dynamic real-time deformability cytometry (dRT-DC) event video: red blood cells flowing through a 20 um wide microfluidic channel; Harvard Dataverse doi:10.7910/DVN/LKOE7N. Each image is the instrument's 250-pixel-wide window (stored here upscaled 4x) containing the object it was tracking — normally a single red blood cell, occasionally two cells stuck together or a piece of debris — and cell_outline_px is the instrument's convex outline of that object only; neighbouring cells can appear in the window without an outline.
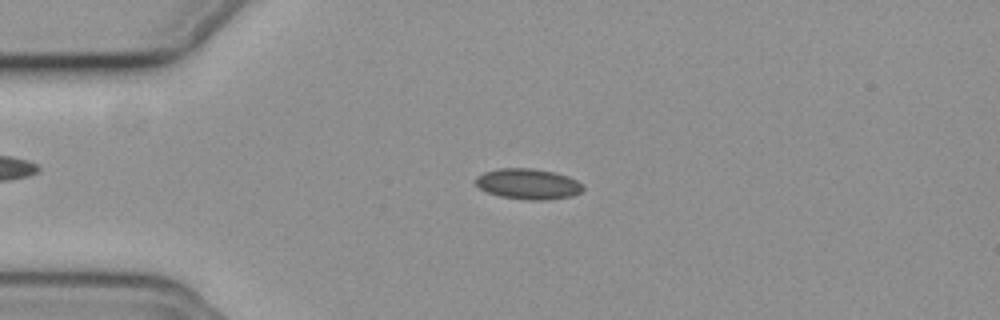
{"species": "common noctule bat (a hibernating species)", "species_latin": "Nyctalus noctula", "temperature_condition": "cold", "stored_images_in_passage": 55, "camera_frame_rate_fps": 3000, "um_per_image_px": 0.085, "animal": {"sex": "female", "body_mass_g": 19.3, "forearm_length_mm": 54.1}, "frame": {"image": 1, "passage_image": 13, "time_ms": 4.0, "image_size_px": [1000, 320], "cell_outline_px": [[584, 188], [580, 192], [572, 196], [548, 200], [528, 200], [500, 196], [488, 192], [480, 188], [476, 184], [476, 176], [484, 172], [500, 168], [532, 168], [552, 172], [568, 176], [584, 184]], "centroid_in_image_um": [44.91, 15.64], "position_along_channel_um": 40.1, "area_um2": 19.13}}
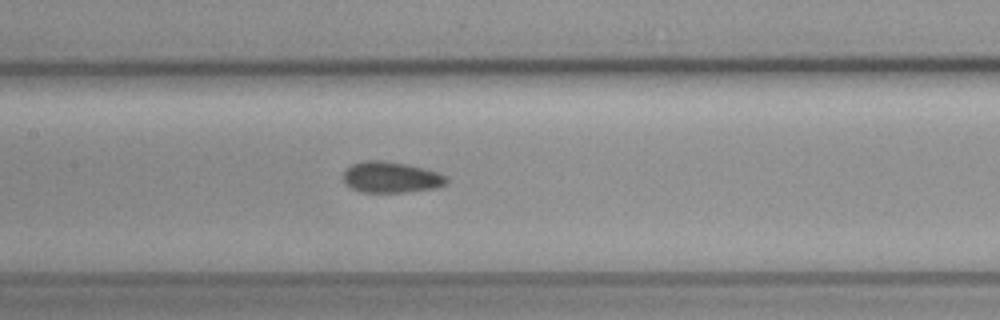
{"frame": {"image": 2, "passage_image": 26, "time_ms": 8.333, "image_size_px": [1000, 320], "cell_outline_px": [[448, 184], [436, 188], [404, 192], [364, 192], [352, 188], [344, 184], [344, 172], [352, 164], [364, 160], [384, 160], [408, 164], [424, 168], [448, 176]], "centroid_in_image_um": [33.27, 15.06], "position_along_channel_um": 174.1, "area_um2": 18.79}}
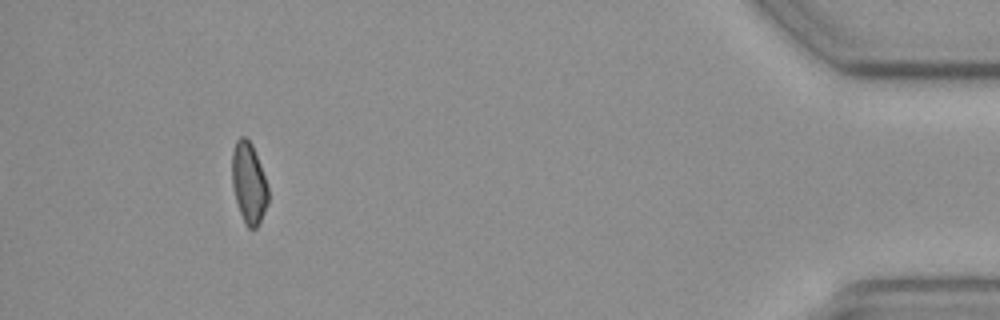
{"frame": {"image": 3, "passage_image": 51, "time_ms": 16.667, "image_size_px": [1000, 320], "cell_outline_px": [[268, 204], [260, 224], [256, 228], [248, 228], [244, 224], [236, 200], [232, 184], [232, 152], [236, 140], [240, 136], [244, 136], [252, 144], [264, 176], [268, 188]], "centroid_in_image_um": [21.15, 15.59], "position_along_channel_um": 414.1, "area_um2": 17.05}, "authors_computed_cell_mechanics": {"area_um2": 18.3804, "velocity_mm_per_s": 3.7255, "shape_relaxation_time_tau1_ms": 10.1224, "shape_relaxation_time_tau2_ms": 3.8668, "deformation_change_tau1": 0.1155, "deformation_change_tau2": 0.0736}}